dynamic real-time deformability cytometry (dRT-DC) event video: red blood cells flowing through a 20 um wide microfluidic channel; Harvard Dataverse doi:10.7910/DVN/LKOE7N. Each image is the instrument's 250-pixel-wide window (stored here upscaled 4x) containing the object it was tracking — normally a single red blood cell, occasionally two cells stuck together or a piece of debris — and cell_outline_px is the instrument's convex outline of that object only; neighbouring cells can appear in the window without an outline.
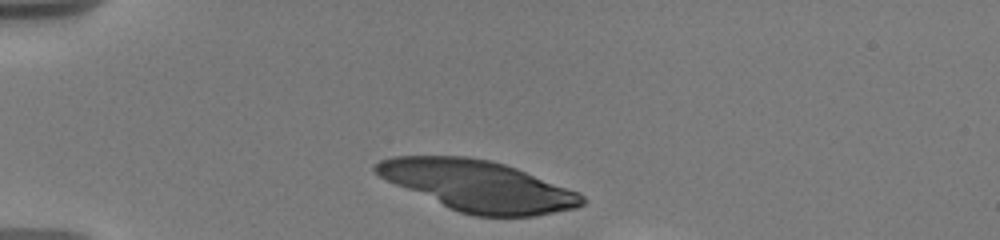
{"species": "human", "species_latin": "Homo sapiens", "temperature_condition": "warm", "stored_images_in_passage": 5, "camera_frame_rate_fps": 3000, "um_per_image_px": 0.085, "donor": {"sex": "male"}, "frame": {"image": 1, "passage_image": 1, "time_ms": 0.0, "image_size_px": [1000, 240], "cell_outline_px": [[588, 200], [584, 204], [576, 208], [536, 216], [476, 216], [460, 212], [448, 208], [396, 184], [380, 176], [372, 168], [372, 164], [380, 160], [392, 156], [468, 156], [488, 160], [504, 164], [516, 168], [580, 192]], "centroid_in_image_um": [40.67, 15.79], "position_along_channel_um": 44.3, "area_um2": 60.75}}